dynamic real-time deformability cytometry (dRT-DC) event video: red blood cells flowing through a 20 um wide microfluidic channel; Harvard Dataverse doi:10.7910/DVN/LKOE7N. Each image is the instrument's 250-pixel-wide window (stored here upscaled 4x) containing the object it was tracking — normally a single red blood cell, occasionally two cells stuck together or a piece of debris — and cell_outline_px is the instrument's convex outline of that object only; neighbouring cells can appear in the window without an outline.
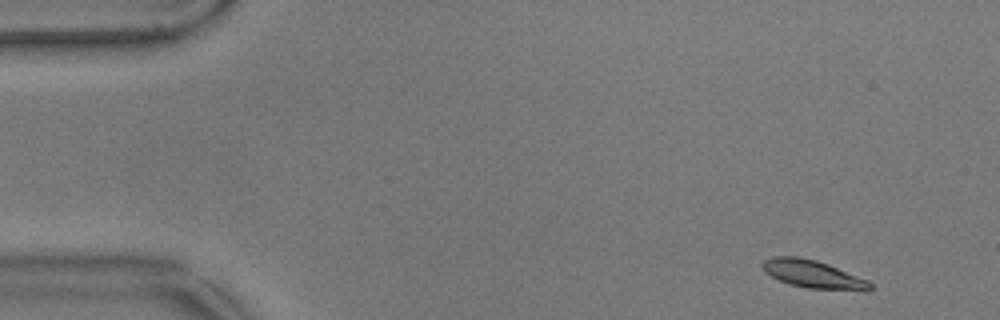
{"species": "common noctule bat (a hibernating species)", "species_latin": "Nyctalus noctula", "temperature_condition": "warm", "stored_images_in_passage": 16, "camera_frame_rate_fps": 3000, "um_per_image_px": 0.085, "animal": {"sex": "male", "body_mass_g": 17.9}, "frame": {"image": 1, "passage_image": 3, "time_ms": 0.667, "image_size_px": [1000, 320], "cell_outline_px": [[872, 288], [868, 292], [864, 292], [808, 288], [788, 284], [764, 272], [760, 268], [760, 264], [764, 260], [772, 256], [800, 256], [816, 260], [828, 264], [868, 280], [872, 284]], "centroid_in_image_um": [69.12, 23.32], "position_along_channel_um": 15.9, "area_um2": 17.92}}